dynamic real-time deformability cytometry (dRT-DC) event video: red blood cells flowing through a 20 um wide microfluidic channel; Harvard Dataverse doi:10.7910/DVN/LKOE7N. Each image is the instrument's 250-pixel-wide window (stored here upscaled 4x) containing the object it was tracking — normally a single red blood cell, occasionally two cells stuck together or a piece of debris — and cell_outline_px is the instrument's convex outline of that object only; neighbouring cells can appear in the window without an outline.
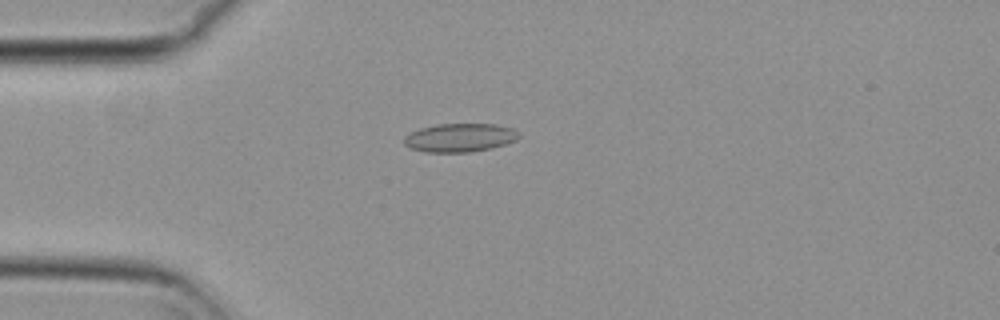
{"species": "common noctule bat (a hibernating species)", "species_latin": "Nyctalus noctula", "temperature_condition": "cold", "stored_images_in_passage": 50, "camera_frame_rate_fps": 3000, "um_per_image_px": 0.085, "animal": {"sex": "female", "body_mass_g": 29.2, "forearm_length_mm": 56.3}, "frame": {"image": 1, "passage_image": 9, "time_ms": 2.667, "image_size_px": [1000, 320], "cell_outline_px": [[520, 136], [516, 140], [492, 148], [472, 152], [424, 152], [408, 148], [404, 144], [404, 136], [420, 128], [436, 124], [496, 124], [512, 128], [520, 132]], "centroid_in_image_um": [39.08, 11.7], "position_along_channel_um": 45.9, "area_um2": 19.25}}
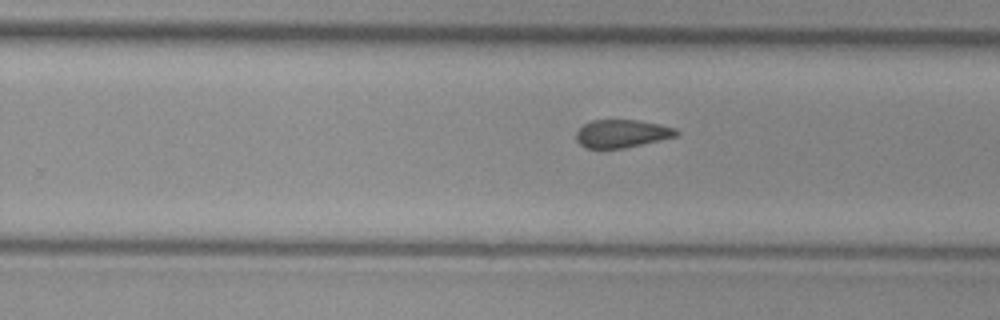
{"frame": {"image": 2, "passage_image": 29, "time_ms": 9.333, "image_size_px": [1000, 320], "cell_outline_px": [[680, 132], [676, 136], [660, 140], [624, 148], [584, 148], [576, 140], [576, 132], [584, 124], [592, 120], [640, 120], [660, 124], [676, 128]], "centroid_in_image_um": [52.86, 11.35], "position_along_channel_um": 276.9, "area_um2": 16.36}}
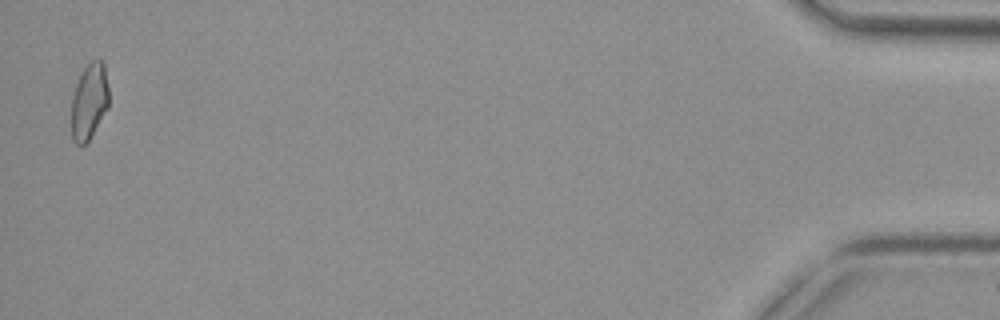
{"frame": {"image": 3, "passage_image": 49, "time_ms": 16.0, "image_size_px": [1000, 320], "cell_outline_px": [[108, 108], [88, 140], [84, 144], [76, 144], [72, 140], [72, 96], [76, 84], [84, 68], [92, 60], [100, 56], [104, 60], [108, 88]], "centroid_in_image_um": [7.6, 8.56], "position_along_channel_um": 427.6, "area_um2": 16.59}, "authors_computed_cell_mechanics": {"area_um2": 17.4556, "velocity_mm_per_s": 3.7236, "shape_relaxation_time_tau1_ms": null, "shape_relaxation_time_tau2_ms": 2.4747, "deformation_change_tau1": null, "deformation_change_tau2": 0.0869}}